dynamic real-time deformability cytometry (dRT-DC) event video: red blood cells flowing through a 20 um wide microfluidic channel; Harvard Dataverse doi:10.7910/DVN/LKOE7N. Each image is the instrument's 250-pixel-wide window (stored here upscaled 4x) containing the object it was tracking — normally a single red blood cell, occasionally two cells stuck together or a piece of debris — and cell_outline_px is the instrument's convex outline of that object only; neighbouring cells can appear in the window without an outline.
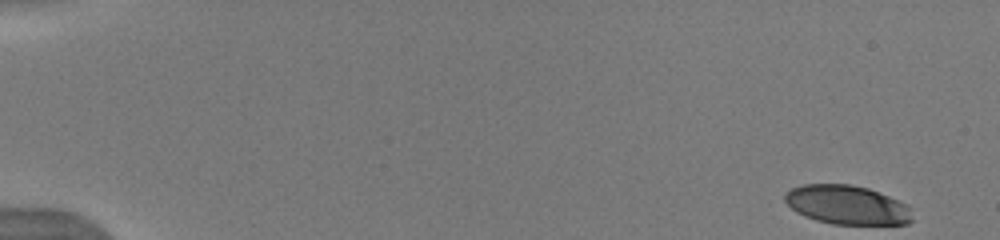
{"species": "human", "species_latin": "Homo sapiens", "temperature_condition": "warm", "stored_images_in_passage": 51, "camera_frame_rate_fps": 3000, "um_per_image_px": 0.085, "donor": {"sex": "male"}, "frame": {"image": 1, "passage_image": 1, "time_ms": 0.0, "image_size_px": [1000, 240], "cell_outline_px": [[916, 220], [908, 224], [832, 224], [816, 220], [804, 216], [796, 212], [784, 200], [784, 196], [792, 188], [804, 184], [852, 184], [868, 188], [908, 204], [912, 208]], "centroid_in_image_um": [72.07, 17.43], "position_along_channel_um": 12.9, "area_um2": 29.3}}
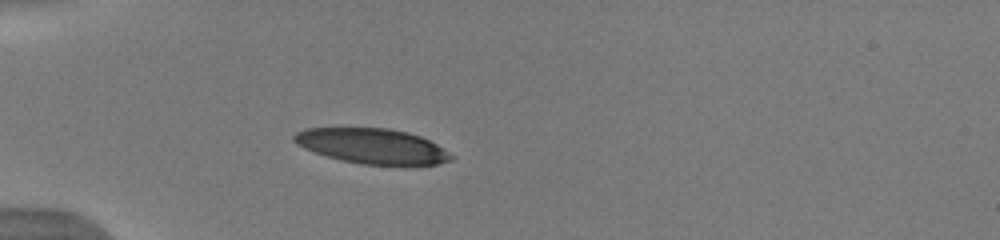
{"frame": {"image": 2, "passage_image": 15, "time_ms": 4.667, "image_size_px": [1000, 240], "cell_outline_px": [[456, 156], [452, 160], [436, 164], [364, 164], [340, 160], [304, 148], [296, 144], [292, 140], [292, 136], [296, 132], [304, 128], [388, 128], [408, 132], [420, 136], [436, 144]], "centroid_in_image_um": [31.62, 12.4], "position_along_channel_um": 53.4, "area_um2": 31.96}}
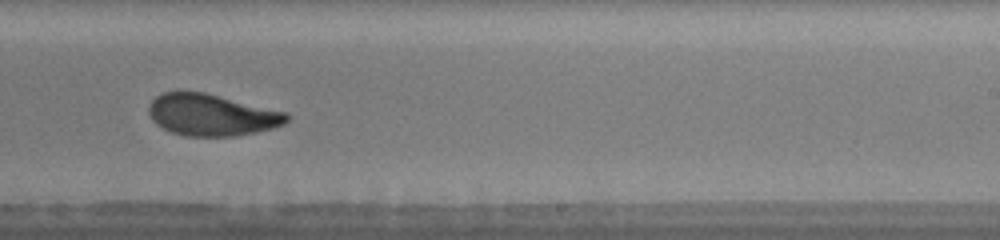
{"frame": {"image": 3, "passage_image": 33, "time_ms": 10.667, "image_size_px": [1000, 240], "cell_outline_px": [[288, 120], [284, 124], [272, 128], [256, 132], [236, 136], [184, 136], [172, 132], [156, 124], [152, 120], [148, 112], [148, 108], [152, 100], [156, 96], [164, 92], [204, 92], [288, 112]], "centroid_in_image_um": [17.99, 9.77], "position_along_channel_um": 271.0, "area_um2": 33.47}, "authors_computed_cell_mechanics": {"area_um2": 33.235, "velocity_mm_per_s": 3.9499, "shape_relaxation_time_tau1_ms": 4.9774, "shape_relaxation_time_tau2_ms": 1.5288, "deformation_change_tau1": 0.1743, "deformation_change_tau2": 0.0806}}